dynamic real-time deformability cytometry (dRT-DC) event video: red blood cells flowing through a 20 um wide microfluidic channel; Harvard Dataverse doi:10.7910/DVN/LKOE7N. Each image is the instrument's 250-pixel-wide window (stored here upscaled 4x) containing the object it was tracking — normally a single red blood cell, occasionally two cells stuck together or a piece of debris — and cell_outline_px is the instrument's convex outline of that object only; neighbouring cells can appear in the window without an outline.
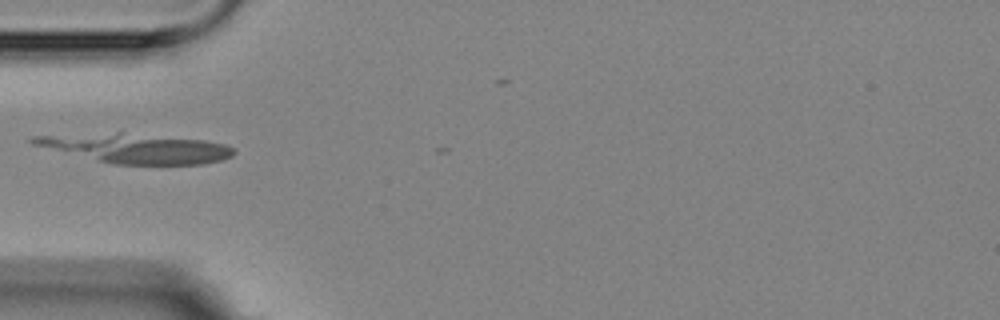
{"species": "Egyptian fruit bat (a non-hibernating species)", "species_latin": "Rousettus aegyptiacus", "temperature_condition": "room temperature", "stored_images_in_passage": 1, "camera_frame_rate_fps": 3000, "um_per_image_px": 0.085, "animal": {"sex": "female"}, "frame": {"image": 1, "passage_image": 1, "time_ms": 0.0, "image_size_px": [1000, 320], "cell_outline_px": [[236, 152], [232, 156], [220, 160], [204, 164], [112, 164], [32, 144], [28, 140], [32, 136], [116, 132], [120, 132], [204, 140], [224, 144], [236, 148]], "centroid_in_image_um": [11.59, 12.6], "position_along_channel_um": 73.4, "area_um2": 34.16}}